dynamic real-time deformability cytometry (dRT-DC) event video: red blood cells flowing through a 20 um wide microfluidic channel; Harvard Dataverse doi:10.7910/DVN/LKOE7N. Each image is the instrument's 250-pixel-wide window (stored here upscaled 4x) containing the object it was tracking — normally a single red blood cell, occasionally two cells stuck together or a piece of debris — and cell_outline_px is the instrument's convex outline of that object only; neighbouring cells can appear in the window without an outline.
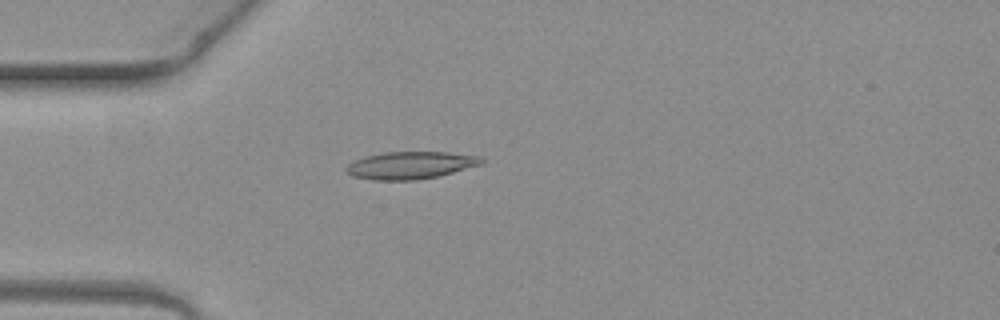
{"species": "common noctule bat (a hibernating species)", "species_latin": "Nyctalus noctula", "temperature_condition": "warm", "stored_images_in_passage": 1, "camera_frame_rate_fps": 3000, "um_per_image_px": 0.085, "animal": {"sex": "female", "body_mass_g": 19.3, "forearm_length_mm": 54.1}, "frame": {"image": 1, "passage_image": 1, "time_ms": 0.0, "image_size_px": [1000, 320], "cell_outline_px": [[484, 164], [436, 176], [412, 180], [376, 180], [352, 176], [344, 168], [352, 160], [364, 156], [384, 152], [448, 152], [480, 156], [484, 160]], "centroid_in_image_um": [34.87, 14.03], "position_along_channel_um": 50.1, "area_um2": 21.56}}